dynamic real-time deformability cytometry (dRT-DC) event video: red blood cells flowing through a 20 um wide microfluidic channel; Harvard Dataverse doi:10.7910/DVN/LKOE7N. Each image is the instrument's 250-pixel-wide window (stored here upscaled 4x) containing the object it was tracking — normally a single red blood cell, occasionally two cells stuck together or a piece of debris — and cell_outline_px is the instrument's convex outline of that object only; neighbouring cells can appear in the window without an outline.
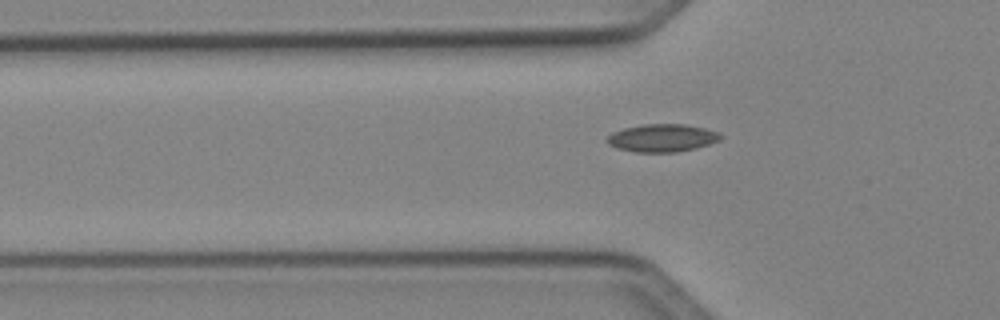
{"species": "Egyptian fruit bat (a non-hibernating species)", "species_latin": "Rousettus aegyptiacus", "temperature_condition": "cold", "stored_images_in_passage": 33, "camera_frame_rate_fps": 3000, "um_per_image_px": 0.085, "animal": {"sex": "female"}, "frame": {"image": 1, "passage_image": 4, "time_ms": 1.0, "image_size_px": [1000, 320], "cell_outline_px": [[724, 136], [720, 140], [696, 148], [676, 152], [636, 152], [616, 148], [608, 144], [604, 140], [612, 132], [624, 128], [644, 124], [684, 124], [704, 128], [720, 132]], "centroid_in_image_um": [56.28, 11.72], "position_along_channel_um": 69.5, "area_um2": 18.5}}
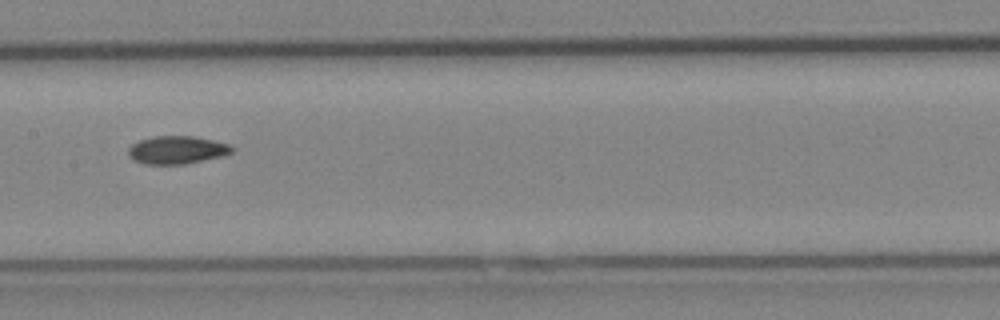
{"frame": {"image": 2, "passage_image": 13, "time_ms": 4.0, "image_size_px": [1000, 320], "cell_outline_px": [[236, 148], [232, 152], [220, 156], [184, 164], [144, 164], [128, 156], [128, 148], [132, 144], [140, 140], [156, 136], [192, 136], [212, 140], [228, 144]], "centroid_in_image_um": [15.02, 12.74], "position_along_channel_um": 192.4, "area_um2": 16.65}}
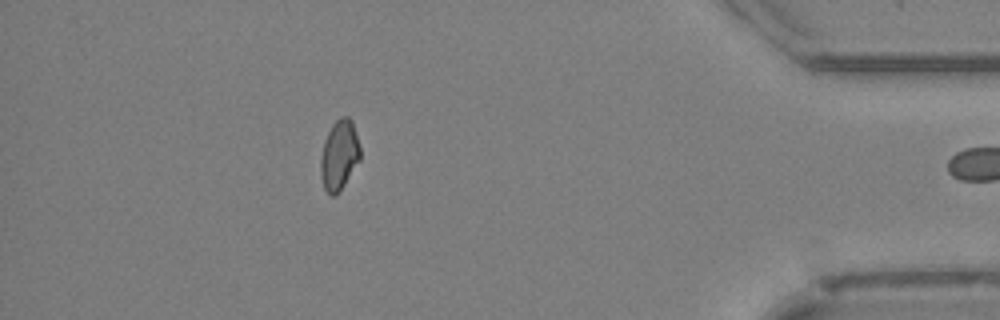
{"frame": {"image": 3, "passage_image": 32, "time_ms": 10.333, "image_size_px": [1000, 320], "cell_outline_px": [[360, 160], [336, 196], [332, 196], [324, 188], [320, 176], [320, 156], [324, 140], [332, 124], [340, 116], [348, 116], [352, 120], [360, 148]], "centroid_in_image_um": [28.82, 13.17], "position_along_channel_um": 406.4, "area_um2": 16.18}}